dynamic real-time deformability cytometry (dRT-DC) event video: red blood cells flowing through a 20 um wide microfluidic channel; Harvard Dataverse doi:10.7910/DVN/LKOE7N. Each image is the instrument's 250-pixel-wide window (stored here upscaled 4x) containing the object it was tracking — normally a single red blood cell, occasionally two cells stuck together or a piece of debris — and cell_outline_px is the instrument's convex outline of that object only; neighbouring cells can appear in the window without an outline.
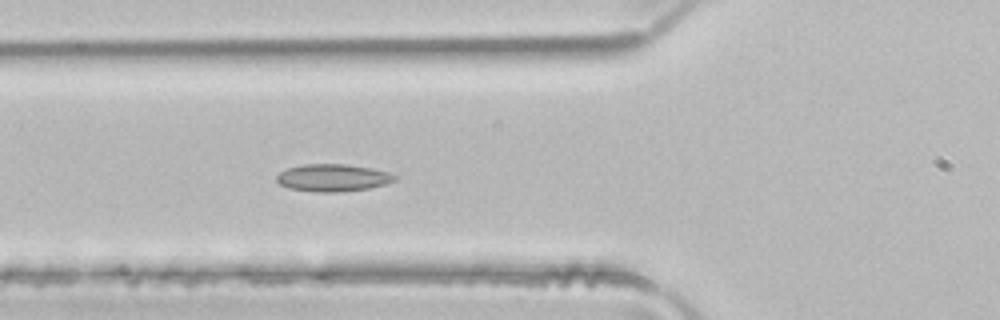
{"species": "common noctule bat (a hibernating species)", "species_latin": "Nyctalus noctula", "temperature_condition": "room temperature", "stored_images_in_passage": 5, "camera_frame_rate_fps": 3000, "um_per_image_px": 0.085, "animal": {"sex": "male", "body_mass_g": 21.5, "forearm_length_mm": 52.0}, "frame": {"image": 1, "passage_image": 5, "time_ms": 1.333, "image_size_px": [1000, 320], "cell_outline_px": [[396, 180], [384, 184], [368, 188], [340, 192], [316, 192], [288, 188], [280, 184], [276, 180], [276, 176], [280, 172], [288, 168], [304, 164], [344, 164], [372, 168], [388, 172], [396, 176]], "centroid_in_image_um": [28.27, 15.11], "position_along_channel_um": 97.5, "area_um2": 18.73}}